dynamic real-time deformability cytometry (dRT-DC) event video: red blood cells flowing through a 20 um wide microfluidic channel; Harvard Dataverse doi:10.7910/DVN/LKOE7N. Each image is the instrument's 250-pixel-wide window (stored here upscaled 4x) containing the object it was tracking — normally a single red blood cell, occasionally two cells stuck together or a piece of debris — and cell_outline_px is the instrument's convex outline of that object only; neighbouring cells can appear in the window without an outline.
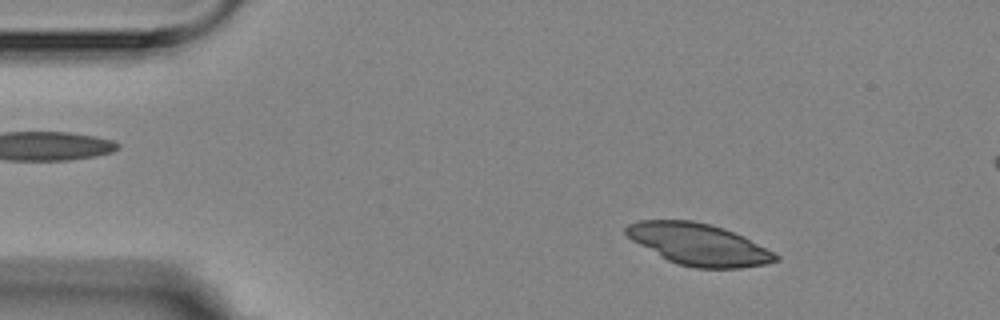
{"species": "Egyptian fruit bat (a non-hibernating species)", "species_latin": "Rousettus aegyptiacus", "temperature_condition": "room temperature", "stored_images_in_passage": 5, "camera_frame_rate_fps": 3000, "um_per_image_px": 0.085, "animal": {"sex": "female"}, "frame": {"image": 1, "passage_image": 2, "time_ms": 1.0, "image_size_px": [1000, 320], "cell_outline_px": [[780, 260], [768, 264], [740, 268], [696, 268], [680, 264], [668, 260], [660, 256], [632, 240], [624, 232], [624, 228], [628, 224], [640, 220], [692, 220], [712, 224], [724, 228], [744, 236], [780, 256]], "centroid_in_image_um": [59.41, 20.76], "position_along_channel_um": 25.6, "area_um2": 36.3}}